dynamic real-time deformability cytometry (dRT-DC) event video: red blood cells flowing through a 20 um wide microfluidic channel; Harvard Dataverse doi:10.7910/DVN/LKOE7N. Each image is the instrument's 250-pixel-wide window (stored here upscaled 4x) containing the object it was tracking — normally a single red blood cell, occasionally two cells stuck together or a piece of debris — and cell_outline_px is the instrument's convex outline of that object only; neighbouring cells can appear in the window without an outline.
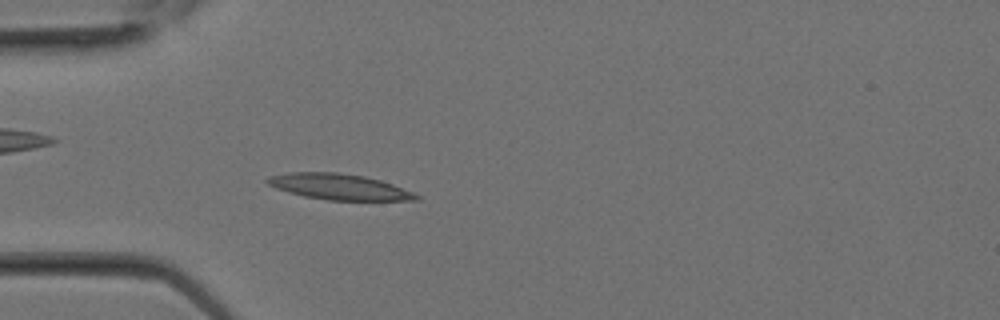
{"species": "Egyptian fruit bat (a non-hibernating species)", "species_latin": "Rousettus aegyptiacus", "temperature_condition": "room temperature", "stored_images_in_passage": 12, "camera_frame_rate_fps": 3000, "um_per_image_px": 0.085, "animal": {"sex": "female"}, "frame": {"image": 1, "passage_image": 7, "time_ms": 2.0, "image_size_px": [1000, 320], "cell_outline_px": [[420, 200], [328, 200], [304, 196], [288, 192], [276, 188], [268, 184], [264, 180], [268, 176], [288, 172], [336, 172], [364, 176], [380, 180], [392, 184], [412, 192], [420, 196]], "centroid_in_image_um": [28.78, 15.87], "position_along_channel_um": 56.2, "area_um2": 22.31}}
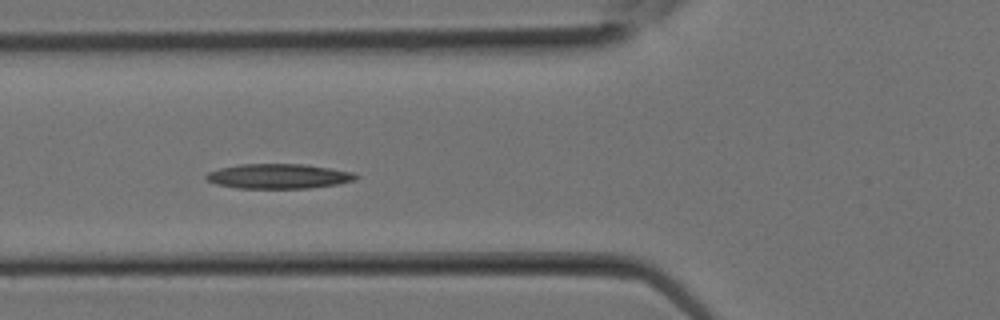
{"frame": {"image": 2, "passage_image": 9, "time_ms": 2.667, "image_size_px": [1000, 320], "cell_outline_px": [[360, 176], [356, 180], [336, 184], [308, 188], [236, 188], [216, 184], [208, 180], [204, 176], [208, 172], [220, 168], [240, 164], [304, 164], [352, 172]], "centroid_in_image_um": [23.67, 14.98], "position_along_channel_um": 102.1, "area_um2": 21.5}}
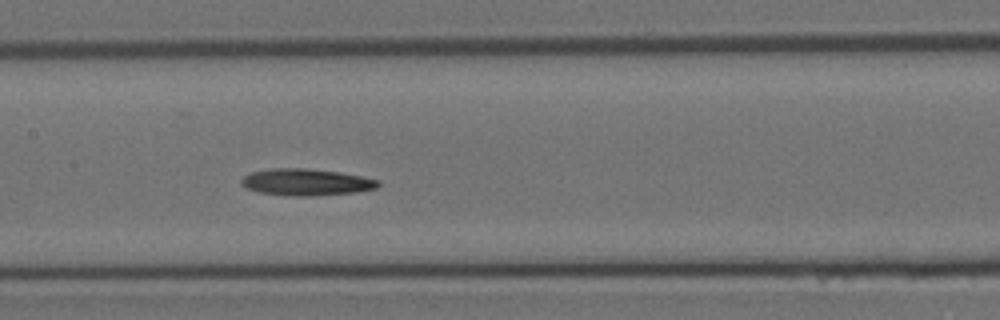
{"frame": {"image": 3, "passage_image": 12, "time_ms": 3.667, "image_size_px": [1000, 320], "cell_outline_px": [[380, 184], [376, 188], [360, 192], [312, 196], [292, 196], [260, 192], [248, 188], [240, 184], [240, 180], [244, 176], [252, 172], [272, 168], [308, 168], [340, 172], [380, 180]], "centroid_in_image_um": [26.06, 15.48], "position_along_channel_um": 181.3, "area_um2": 21.39}}